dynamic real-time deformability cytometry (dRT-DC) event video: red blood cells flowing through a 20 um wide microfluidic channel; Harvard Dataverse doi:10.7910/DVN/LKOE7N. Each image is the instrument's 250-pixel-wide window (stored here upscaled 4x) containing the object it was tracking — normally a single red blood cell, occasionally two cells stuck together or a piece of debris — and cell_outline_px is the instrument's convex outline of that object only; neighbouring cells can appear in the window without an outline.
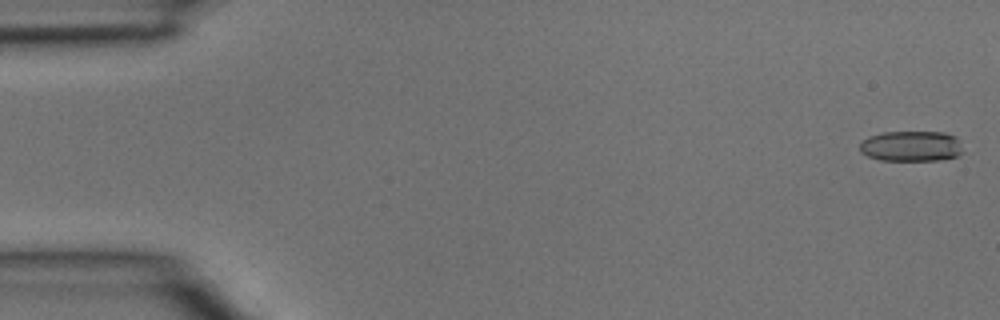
{"species": "common noctule bat (a hibernating species)", "species_latin": "Nyctalus noctula", "temperature_condition": "room temperature", "stored_images_in_passage": 4, "camera_frame_rate_fps": 3000, "um_per_image_px": 0.085, "animal": {"sex": "male", "body_mass_g": 15.6}, "frame": {"image": 1, "passage_image": 1, "time_ms": 0.0, "image_size_px": [1000, 320], "cell_outline_px": [[964, 152], [960, 156], [940, 160], [880, 160], [868, 156], [860, 152], [860, 140], [868, 136], [884, 132], [944, 132], [956, 136]], "centroid_in_image_um": [77.47, 12.42], "position_along_channel_um": 7.5, "area_um2": 18.61}}
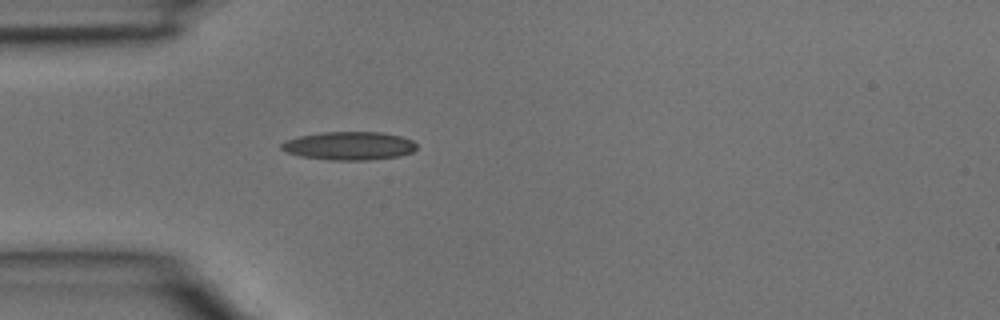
{"frame": {"image": 2, "passage_image": 4, "time_ms": 1.0, "image_size_px": [1000, 320], "cell_outline_px": [[416, 148], [412, 152], [400, 156], [368, 160], [332, 160], [300, 156], [288, 152], [280, 148], [280, 144], [284, 140], [300, 136], [324, 132], [380, 132], [400, 136], [412, 140], [416, 144]], "centroid_in_image_um": [29.67, 12.39], "position_along_channel_um": 55.3, "area_um2": 22.25}}